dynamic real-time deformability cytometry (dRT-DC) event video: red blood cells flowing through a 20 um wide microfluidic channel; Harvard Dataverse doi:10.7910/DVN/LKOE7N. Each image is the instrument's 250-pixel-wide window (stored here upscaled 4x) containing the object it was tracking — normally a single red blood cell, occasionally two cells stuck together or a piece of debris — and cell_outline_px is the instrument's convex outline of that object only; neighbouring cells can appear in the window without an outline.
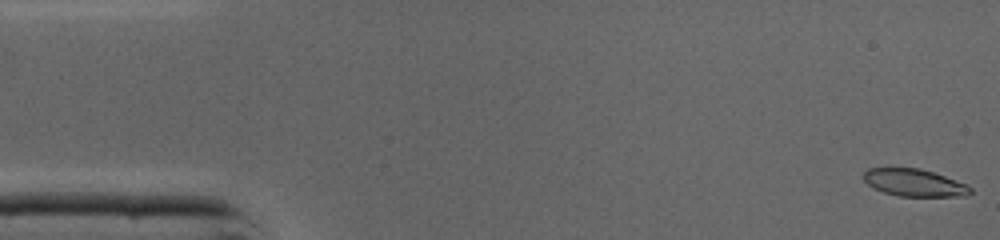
{"species": "common noctule bat (a hibernating species)", "species_latin": "Nyctalus noctula", "temperature_condition": "cold", "stored_images_in_passage": 46, "camera_frame_rate_fps": 3000, "um_per_image_px": 0.085, "animal": {"sex": "male", "body_mass_g": 19.0, "forearm_length_mm": 50.8}, "frame": {"image": 1, "passage_image": 1, "time_ms": 0.0, "image_size_px": [1000, 240], "cell_outline_px": [[972, 192], [968, 196], [900, 196], [884, 192], [872, 188], [864, 180], [864, 172], [868, 168], [888, 164], [920, 168], [968, 184], [972, 188]], "centroid_in_image_um": [77.66, 15.48], "position_along_channel_um": 7.3, "area_um2": 17.74}}
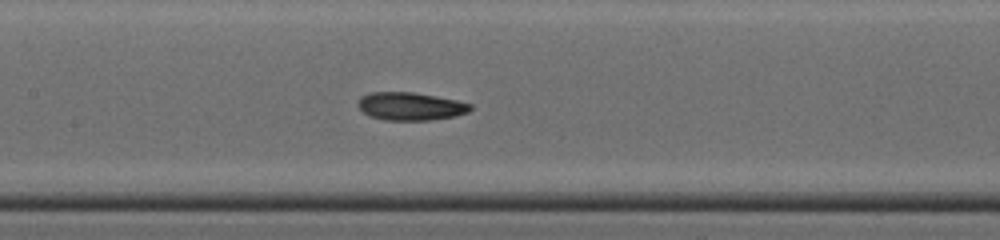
{"frame": {"image": 2, "passage_image": 21, "time_ms": 6.667, "image_size_px": [1000, 240], "cell_outline_px": [[472, 108], [468, 112], [456, 116], [432, 120], [384, 120], [368, 116], [356, 104], [360, 96], [372, 92], [412, 92], [436, 96], [456, 100], [472, 104]], "centroid_in_image_um": [34.88, 9.04], "position_along_channel_um": 172.5, "area_um2": 18.44}}
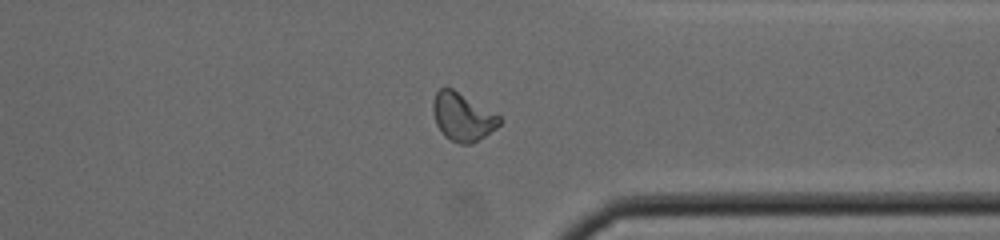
{"frame": {"image": 3, "passage_image": 35, "time_ms": 11.333, "image_size_px": [1000, 240], "cell_outline_px": [[504, 120], [496, 128], [472, 144], [460, 144], [444, 136], [440, 132], [436, 124], [432, 112], [432, 104], [436, 92], [440, 88], [452, 88], [500, 116]], "centroid_in_image_um": [39.3, 9.95], "position_along_channel_um": 372.1, "area_um2": 18.55}, "authors_computed_cell_mechanics": {"area_um2": 18.496, "velocity_mm_per_s": 4.3652, "shape_relaxation_time_tau1_ms": 7.3714, "shape_relaxation_time_tau2_ms": 3.5844, "deformation_change_tau1": 0.1814, "deformation_change_tau2": 0.0954}}